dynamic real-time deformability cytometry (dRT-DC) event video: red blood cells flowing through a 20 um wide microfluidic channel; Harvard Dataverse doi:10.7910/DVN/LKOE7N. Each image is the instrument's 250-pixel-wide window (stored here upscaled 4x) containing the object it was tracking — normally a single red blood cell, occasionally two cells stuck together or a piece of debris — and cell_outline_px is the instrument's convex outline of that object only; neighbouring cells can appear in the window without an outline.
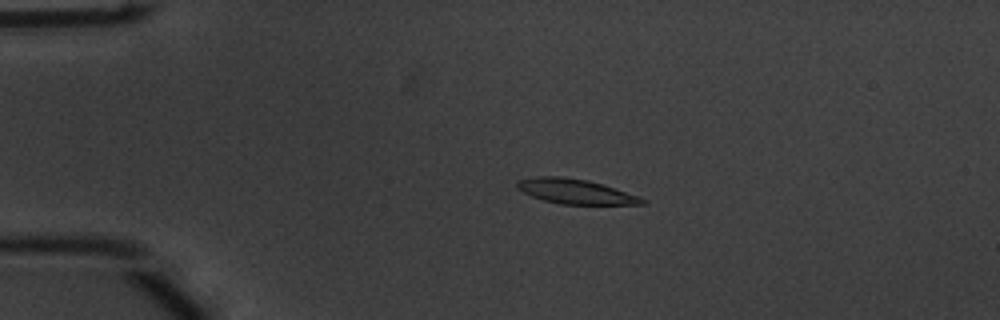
{"species": "common noctule bat (a hibernating species)", "species_latin": "Nyctalus noctula", "temperature_condition": "warm", "stored_images_in_passage": 16, "camera_frame_rate_fps": 3000, "um_per_image_px": 0.085, "animal": {"sex": "male", "body_mass_g": 20.1, "forearm_length_mm": 53.5}, "frame": {"image": 1, "passage_image": 12, "time_ms": 3.667, "image_size_px": [1000, 320], "cell_outline_px": [[648, 204], [560, 204], [544, 200], [532, 196], [516, 188], [516, 184], [520, 180], [536, 176], [564, 176], [588, 180], [604, 184], [640, 196], [648, 200]], "centroid_in_image_um": [48.97, 16.27], "position_along_channel_um": 36.0, "area_um2": 18.21}}